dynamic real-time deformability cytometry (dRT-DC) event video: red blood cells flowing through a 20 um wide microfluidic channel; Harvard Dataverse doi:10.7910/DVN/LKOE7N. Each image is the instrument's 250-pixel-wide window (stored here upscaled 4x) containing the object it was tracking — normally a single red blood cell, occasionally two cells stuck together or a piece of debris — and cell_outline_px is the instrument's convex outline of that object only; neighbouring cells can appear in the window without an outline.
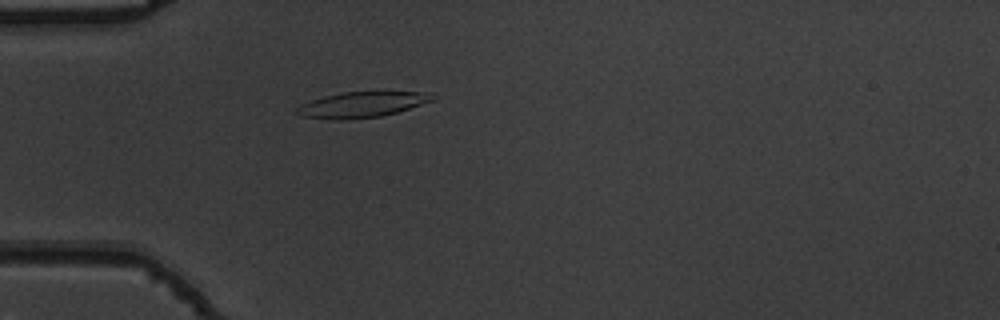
{"species": "common noctule bat (a hibernating species)", "species_latin": "Nyctalus noctula", "temperature_condition": "warm", "stored_images_in_passage": 49, "camera_frame_rate_fps": 3000, "um_per_image_px": 0.085, "animal": {"sex": "male", "body_mass_g": 19.5, "forearm_length_mm": 54.6}, "frame": {"image": 1, "passage_image": 12, "time_ms": 3.667, "image_size_px": [1000, 320], "cell_outline_px": [[436, 100], [396, 112], [380, 116], [340, 120], [300, 116], [296, 112], [296, 108], [300, 104], [324, 96], [344, 92], [428, 92], [436, 96]], "centroid_in_image_um": [30.77, 8.89], "position_along_channel_um": 54.2, "area_um2": 20.06}}
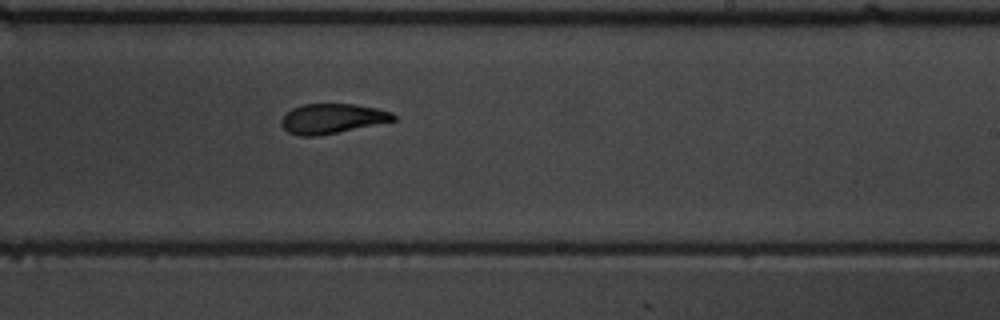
{"frame": {"image": 2, "passage_image": 29, "time_ms": 9.333, "image_size_px": [1000, 320], "cell_outline_px": [[396, 120], [316, 136], [300, 136], [288, 132], [280, 124], [280, 120], [292, 108], [304, 104], [356, 104], [376, 108], [392, 112], [396, 116]], "centroid_in_image_um": [28.22, 10.07], "position_along_channel_um": 260.8, "area_um2": 19.25}}
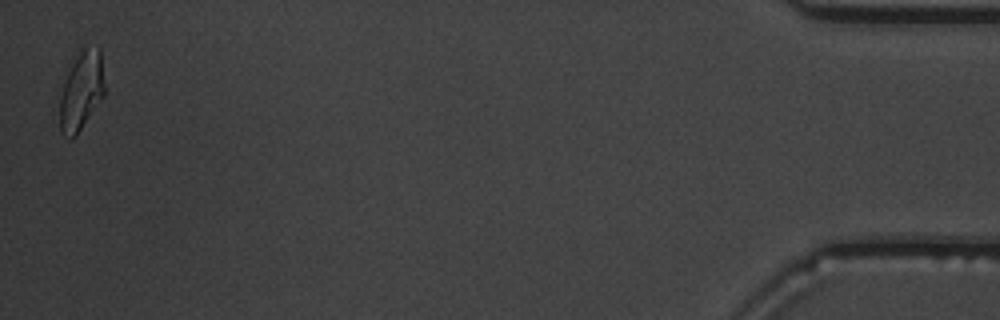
{"frame": {"image": 3, "passage_image": 49, "time_ms": 16.0, "image_size_px": [1000, 320], "cell_outline_px": [[104, 96], [76, 136], [72, 136], [60, 128], [60, 96], [68, 72], [76, 52], [84, 48], [100, 48], [104, 84]], "centroid_in_image_um": [6.94, 7.67], "position_along_channel_um": 428.3, "area_um2": 20.06}, "authors_computed_cell_mechanics": {"area_um2": 20.4034, "velocity_mm_per_s": 3.8253, "shape_relaxation_time_tau1_ms": 5.0603, "shape_relaxation_time_tau2_ms": 4.2272, "deformation_change_tau1": 0.2073, "deformation_change_tau2": 0.103}}